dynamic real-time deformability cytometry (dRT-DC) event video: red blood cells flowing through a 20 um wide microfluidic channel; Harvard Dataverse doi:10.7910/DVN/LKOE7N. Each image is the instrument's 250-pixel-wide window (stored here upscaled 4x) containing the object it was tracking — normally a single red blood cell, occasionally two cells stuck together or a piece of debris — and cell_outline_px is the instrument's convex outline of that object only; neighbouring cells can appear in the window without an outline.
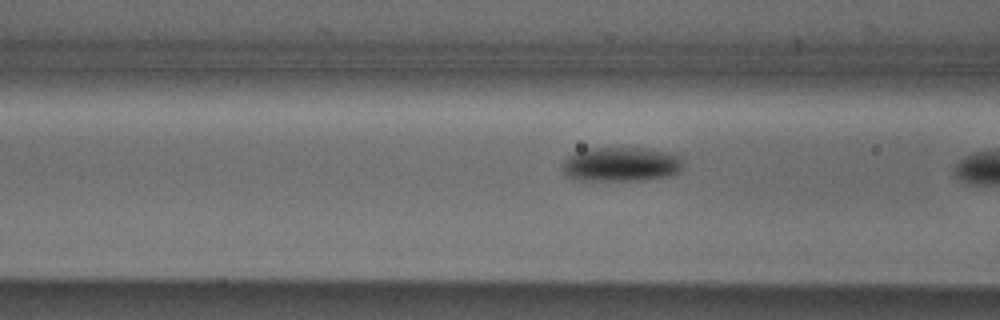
{"species": "Egyptian fruit bat (a non-hibernating species)", "species_latin": "Rousettus aegyptiacus", "temperature_condition": "cold", "stored_images_in_passage": 7, "camera_frame_rate_fps": 3000, "um_per_image_px": 0.085, "animal": {"sex": "male"}, "frame": {"image": 1, "passage_image": 6, "time_ms": 1.667, "image_size_px": [1000, 320], "cell_outline_px": [[684, 164], [680, 172], [668, 176], [640, 180], [584, 180], [568, 176], [564, 172], [564, 164], [568, 156], [576, 152], [588, 148], [644, 148], [668, 152], [680, 156], [684, 160]], "centroid_in_image_um": [52.87, 13.95], "position_along_channel_um": 113.7, "area_um2": 24.04}}